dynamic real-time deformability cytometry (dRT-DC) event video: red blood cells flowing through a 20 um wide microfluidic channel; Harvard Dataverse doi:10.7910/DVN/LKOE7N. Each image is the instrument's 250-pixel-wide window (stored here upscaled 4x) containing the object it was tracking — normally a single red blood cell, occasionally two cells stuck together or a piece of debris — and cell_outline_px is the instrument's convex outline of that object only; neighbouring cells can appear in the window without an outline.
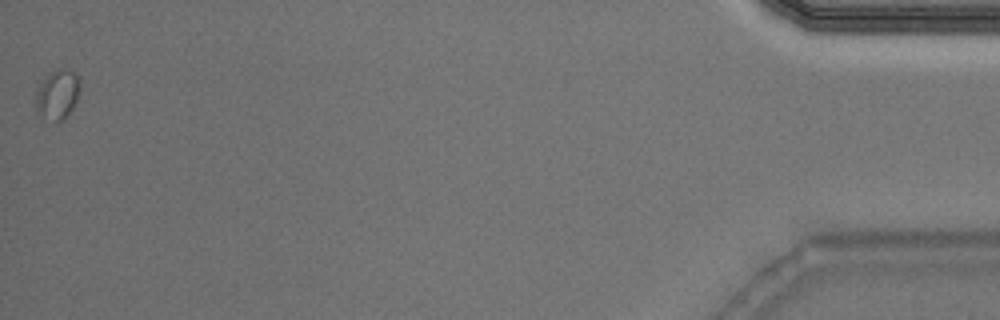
{"species": "Egyptian fruit bat (a non-hibernating species)", "species_latin": "Rousettus aegyptiacus", "temperature_condition": "warm", "stored_images_in_passage": 42, "camera_frame_rate_fps": 3000, "um_per_image_px": 0.085, "animal": {"sex": "male"}, "frame": {"image": 1, "passage_image": 42, "time_ms": 13.667, "image_size_px": [1000, 320], "cell_outline_px": [[80, 84], [76, 100], [72, 108], [60, 120], [56, 120], [36, 112], [36, 92], [44, 80], [52, 72], [60, 68], [76, 72], [80, 80]], "centroid_in_image_um": [4.91, 7.98], "position_along_channel_um": 430.3, "area_um2": 12.08}}